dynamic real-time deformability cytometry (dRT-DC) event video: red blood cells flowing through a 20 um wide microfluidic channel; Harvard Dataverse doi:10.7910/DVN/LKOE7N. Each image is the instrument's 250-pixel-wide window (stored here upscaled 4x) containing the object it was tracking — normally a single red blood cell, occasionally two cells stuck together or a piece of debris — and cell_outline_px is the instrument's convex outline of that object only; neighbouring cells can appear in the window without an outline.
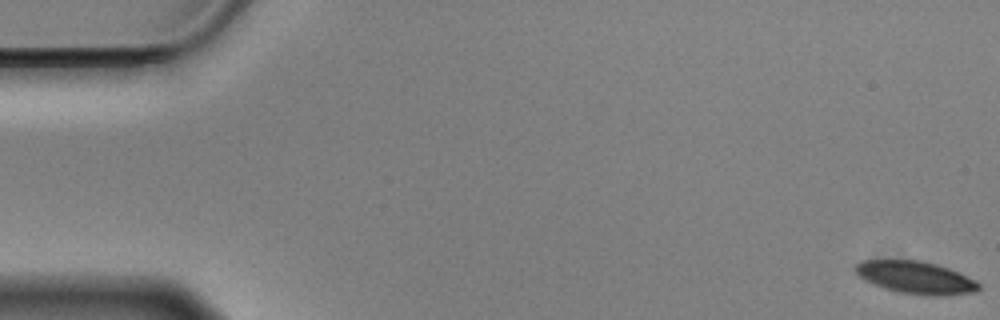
{"species": "Egyptian fruit bat (a non-hibernating species)", "species_latin": "Rousettus aegyptiacus", "temperature_condition": "cold", "stored_images_in_passage": 58, "camera_frame_rate_fps": 3000, "um_per_image_px": 0.085, "animal": {"sex": "male"}, "frame": {"image": 1, "passage_image": 1, "time_ms": 0.0, "image_size_px": [1000, 320], "cell_outline_px": [[980, 288], [976, 292], [944, 296], [932, 296], [900, 292], [884, 288], [864, 280], [852, 268], [860, 260], [920, 260], [936, 264], [960, 272], [976, 280], [980, 284]], "centroid_in_image_um": [77.86, 23.58], "position_along_channel_um": 7.1, "area_um2": 23.52}}
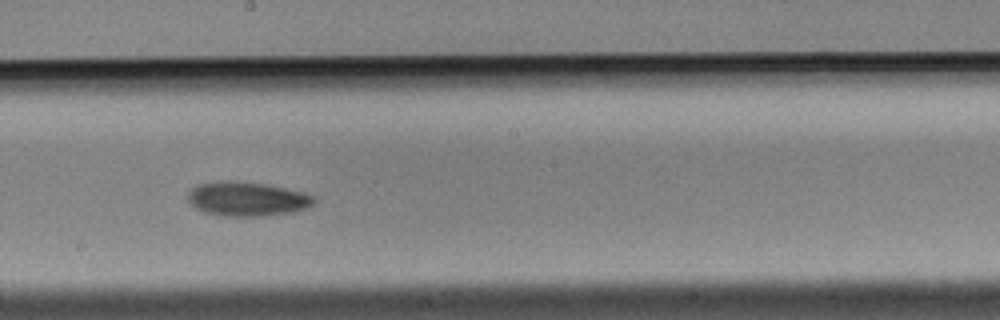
{"frame": {"image": 2, "passage_image": 32, "time_ms": 10.333, "image_size_px": [1000, 320], "cell_outline_px": [[316, 200], [308, 208], [288, 212], [260, 216], [220, 216], [204, 212], [196, 208], [188, 200], [188, 192], [196, 184], [216, 180], [236, 180], [264, 184], [304, 192], [312, 196]], "centroid_in_image_um": [20.94, 16.89], "position_along_channel_um": 227.3, "area_um2": 25.26}}
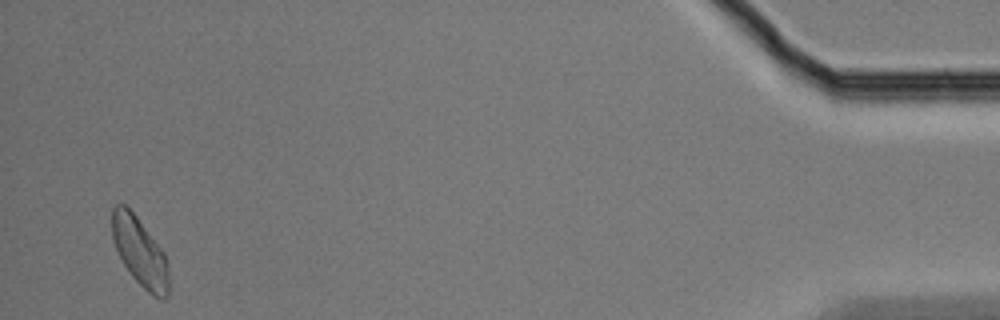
{"frame": {"image": 3, "passage_image": 56, "time_ms": 18.333, "image_size_px": [1000, 320], "cell_outline_px": [[168, 296], [160, 300], [152, 296], [132, 276], [124, 264], [112, 240], [112, 208], [116, 204], [124, 204], [136, 216], [164, 252], [168, 260]], "centroid_in_image_um": [11.9, 21.43], "position_along_channel_um": 423.3, "area_um2": 22.54}, "authors_computed_cell_mechanics": {"area_um2": 23.9292, "velocity_mm_per_s": 3.494, "shape_relaxation_time_tau1_ms": 2.8689, "shape_relaxation_time_tau2_ms": 8.6607, "deformation_change_tau1": 0.0977, "deformation_change_tau2": 0.1525}}